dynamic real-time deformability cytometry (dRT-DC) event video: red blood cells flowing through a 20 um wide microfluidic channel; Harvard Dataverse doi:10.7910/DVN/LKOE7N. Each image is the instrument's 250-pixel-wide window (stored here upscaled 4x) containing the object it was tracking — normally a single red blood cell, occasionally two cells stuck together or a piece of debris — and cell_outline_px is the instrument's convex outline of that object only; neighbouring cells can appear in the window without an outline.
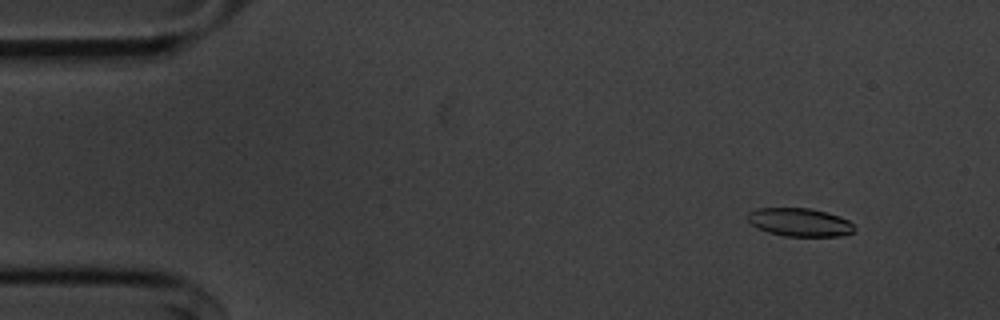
{"species": "common noctule bat (a hibernating species)", "species_latin": "Nyctalus noctula", "temperature_condition": "cold", "stored_images_in_passage": 11, "camera_frame_rate_fps": 3000, "um_per_image_px": 0.085, "animal": {"sex": "male", "body_mass_g": 20.1, "forearm_length_mm": 53.5}, "frame": {"image": 1, "passage_image": 4, "time_ms": 1.0, "image_size_px": [1000, 320], "cell_outline_px": [[856, 232], [840, 236], [784, 236], [768, 232], [756, 228], [744, 216], [748, 212], [756, 208], [808, 208], [828, 212], [840, 216], [848, 220], [856, 228]], "centroid_in_image_um": [67.97, 18.89], "position_along_channel_um": 17.0, "area_um2": 17.86}}